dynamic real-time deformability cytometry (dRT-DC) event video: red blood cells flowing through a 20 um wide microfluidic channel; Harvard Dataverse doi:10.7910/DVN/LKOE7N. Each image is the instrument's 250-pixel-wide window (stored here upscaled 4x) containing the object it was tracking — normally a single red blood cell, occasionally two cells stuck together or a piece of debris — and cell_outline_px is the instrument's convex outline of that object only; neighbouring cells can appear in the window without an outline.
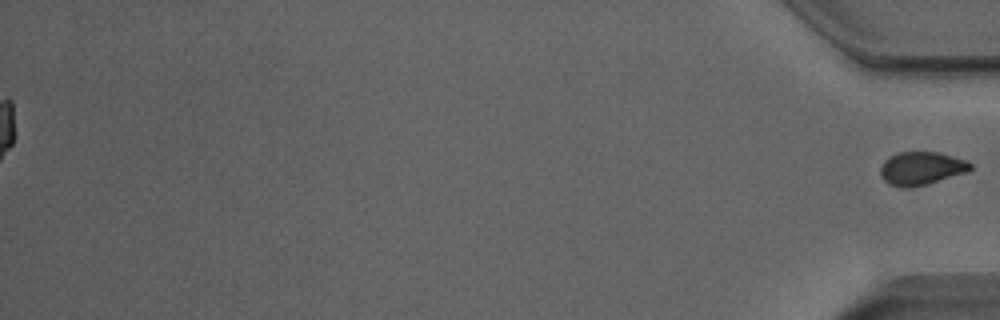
{"species": "Egyptian fruit bat (a non-hibernating species)", "species_latin": "Rousettus aegyptiacus", "temperature_condition": "room temperature", "stored_images_in_passage": 53, "segment_of_instrument_passage": [2, 2], "camera_frame_rate_fps": 3000, "um_per_image_px": 0.085, "animal": {"sex": "male"}, "frame": {"image": 1, "passage_image": 53, "time_ms": 17.333, "image_size_px": [1000, 320], "cell_outline_px": [[972, 168], [968, 172], [912, 188], [900, 188], [888, 184], [880, 176], [880, 168], [884, 160], [888, 156], [896, 152], [940, 152], [968, 160], [972, 164]], "centroid_in_image_um": [78.3, 14.31], "position_along_channel_um": 356.9, "area_um2": 17.8}}